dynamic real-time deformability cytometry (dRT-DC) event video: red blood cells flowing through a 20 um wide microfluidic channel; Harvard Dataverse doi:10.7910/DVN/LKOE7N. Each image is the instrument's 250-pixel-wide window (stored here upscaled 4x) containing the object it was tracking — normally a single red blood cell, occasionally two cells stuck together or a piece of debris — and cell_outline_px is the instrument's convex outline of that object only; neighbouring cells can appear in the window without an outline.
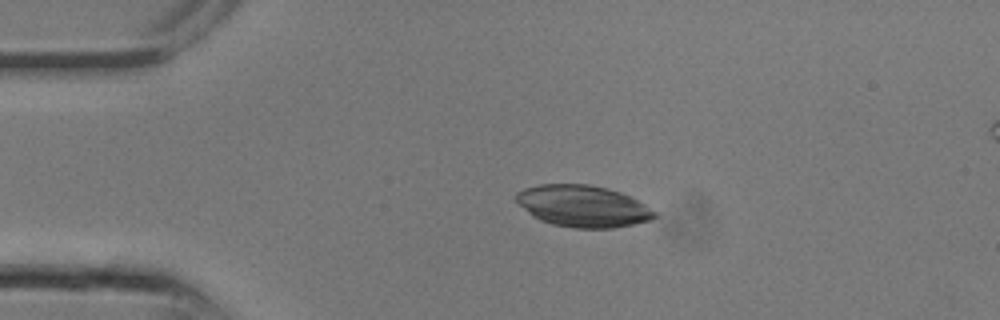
{"species": "common noctule bat (a hibernating species)", "species_latin": "Nyctalus noctula", "temperature_condition": "room temperature", "stored_images_in_passage": 11, "camera_frame_rate_fps": 3000, "um_per_image_px": 0.085, "animal": {"sex": "male", "body_mass_g": 13.3}, "frame": {"image": 1, "passage_image": 1, "time_ms": 0.0, "image_size_px": [1000, 320], "cell_outline_px": [[656, 216], [652, 220], [612, 228], [572, 228], [552, 224], [540, 220], [532, 216], [516, 200], [516, 192], [524, 188], [540, 184], [588, 184], [608, 188], [620, 192], [644, 204], [656, 212]], "centroid_in_image_um": [49.53, 17.52], "position_along_channel_um": 35.5, "area_um2": 33.47}}
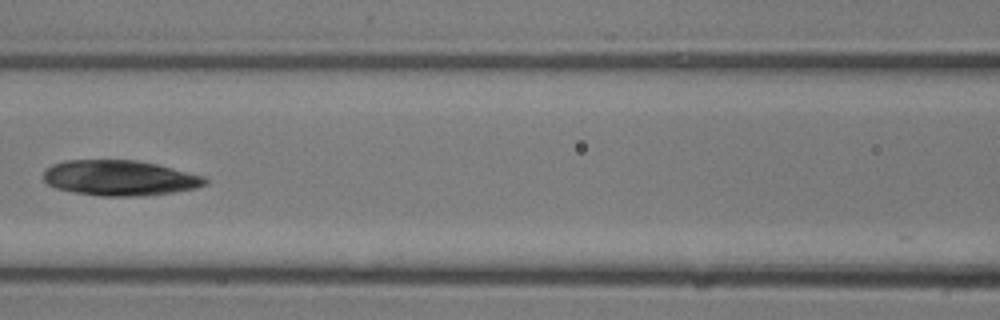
{"frame": {"image": 2, "passage_image": 7, "time_ms": 2.0, "image_size_px": [1000, 320], "cell_outline_px": [[208, 184], [196, 188], [172, 192], [144, 196], [100, 196], [76, 192], [56, 188], [48, 184], [44, 180], [44, 172], [52, 164], [64, 160], [136, 160], [156, 164], [204, 176], [208, 180]], "centroid_in_image_um": [10.19, 15.12], "position_along_channel_um": 156.4, "area_um2": 33.23}}
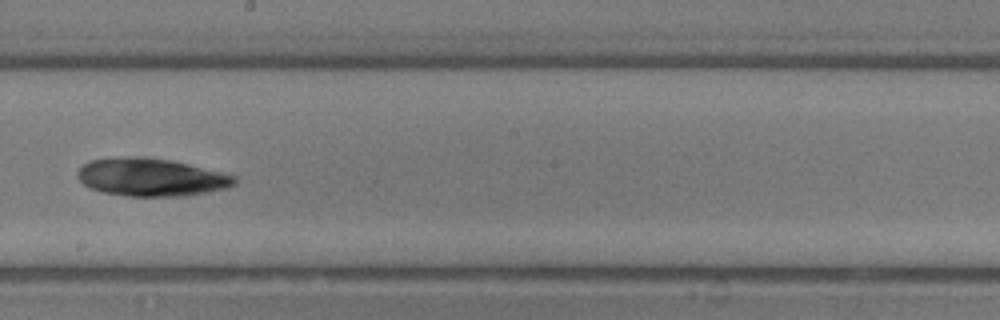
{"frame": {"image": 3, "passage_image": 10, "time_ms": 3.0, "image_size_px": [1000, 320], "cell_outline_px": [[236, 184], [228, 188], [188, 196], [128, 196], [100, 192], [88, 188], [76, 176], [76, 172], [84, 164], [92, 160], [124, 156], [144, 156], [172, 160], [236, 176]], "centroid_in_image_um": [12.83, 15.07], "position_along_channel_um": 235.4, "area_um2": 34.91}}